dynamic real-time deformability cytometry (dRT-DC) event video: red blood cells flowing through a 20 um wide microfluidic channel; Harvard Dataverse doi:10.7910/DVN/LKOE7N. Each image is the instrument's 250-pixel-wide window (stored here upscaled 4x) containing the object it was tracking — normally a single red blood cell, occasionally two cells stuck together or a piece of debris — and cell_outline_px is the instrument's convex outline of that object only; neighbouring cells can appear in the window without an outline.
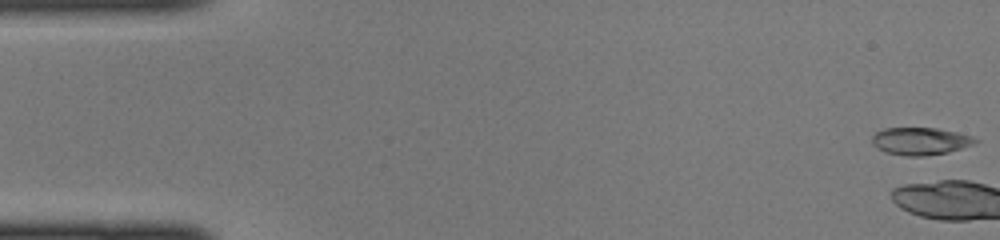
{"species": "common noctule bat (a hibernating species)", "species_latin": "Nyctalus noctula", "temperature_condition": "cold", "stored_images_in_passage": 3, "camera_frame_rate_fps": 3000, "um_per_image_px": 0.085, "animal": {"sex": "female", "body_mass_g": 22.0, "forearm_length_mm": 56.7}, "frame": {"image": 1, "passage_image": 1, "time_ms": 0.0, "image_size_px": [1000, 240], "cell_outline_px": [[980, 140], [976, 144], [948, 152], [924, 156], [908, 156], [884, 152], [876, 148], [872, 144], [872, 136], [876, 132], [884, 128], [936, 128], [956, 132], [972, 136]], "centroid_in_image_um": [78.23, 12.0], "position_along_channel_um": 6.8, "area_um2": 16.65}}